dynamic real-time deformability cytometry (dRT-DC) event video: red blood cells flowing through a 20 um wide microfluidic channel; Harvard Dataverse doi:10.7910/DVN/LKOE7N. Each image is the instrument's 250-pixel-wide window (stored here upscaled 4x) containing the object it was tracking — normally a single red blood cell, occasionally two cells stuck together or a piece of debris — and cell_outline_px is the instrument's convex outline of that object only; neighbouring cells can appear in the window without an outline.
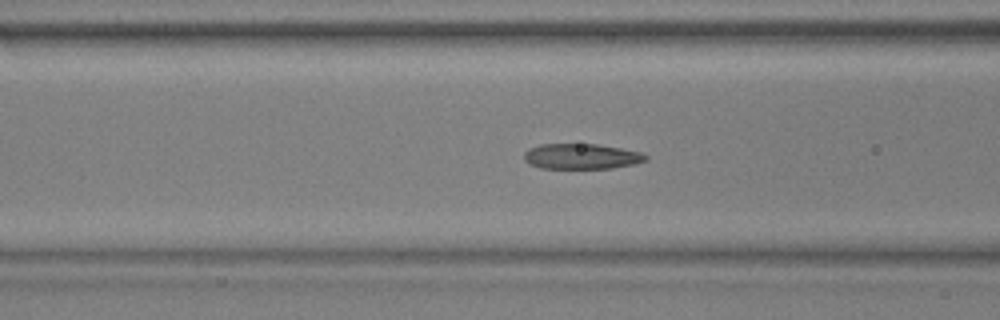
{"species": "common noctule bat (a hibernating species)", "species_latin": "Nyctalus noctula", "temperature_condition": "warm", "stored_images_in_passage": 56, "camera_frame_rate_fps": 3000, "um_per_image_px": 0.085, "animal": {"sex": "male", "body_mass_g": 17.9, "forearm_length_mm": 54.2}, "frame": {"image": 1, "passage_image": 22, "time_ms": 7.0, "image_size_px": [1000, 320], "cell_outline_px": [[648, 160], [636, 164], [612, 168], [540, 168], [528, 164], [524, 160], [524, 152], [528, 148], [540, 144], [596, 144], [620, 148], [640, 152], [648, 156]], "centroid_in_image_um": [49.41, 13.29], "position_along_channel_um": 117.2, "area_um2": 18.15}}
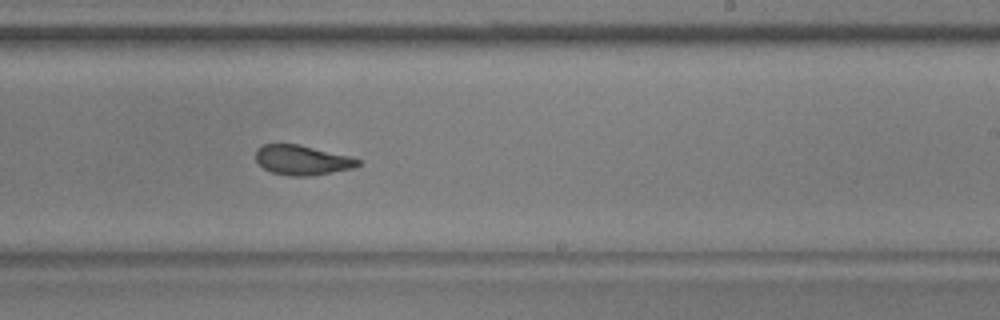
{"frame": {"image": 2, "passage_image": 34, "time_ms": 11.0, "image_size_px": [1000, 320], "cell_outline_px": [[360, 164], [352, 168], [312, 176], [288, 176], [272, 172], [264, 168], [256, 160], [256, 148], [264, 144], [300, 144], [352, 156], [360, 160]], "centroid_in_image_um": [25.69, 13.6], "position_along_channel_um": 263.3, "area_um2": 17.86}}
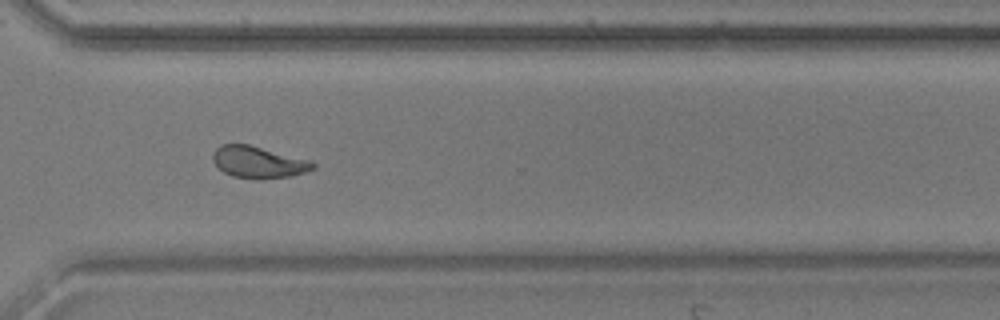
{"frame": {"image": 3, "passage_image": 41, "time_ms": 13.333, "image_size_px": [1000, 320], "cell_outline_px": [[316, 168], [292, 176], [260, 180], [232, 176], [224, 172], [212, 160], [212, 152], [220, 144], [248, 144], [312, 160], [316, 164]], "centroid_in_image_um": [21.98, 13.79], "position_along_channel_um": 348.6, "area_um2": 18.79}, "authors_computed_cell_mechanics": {"area_um2": 18.6116, "velocity_mm_per_s": 3.658, "shape_relaxation_time_tau1_ms": 5.8346, "shape_relaxation_time_tau2_ms": 1.5864, "deformation_change_tau1": 0.1825, "deformation_change_tau2": 0.0846}}